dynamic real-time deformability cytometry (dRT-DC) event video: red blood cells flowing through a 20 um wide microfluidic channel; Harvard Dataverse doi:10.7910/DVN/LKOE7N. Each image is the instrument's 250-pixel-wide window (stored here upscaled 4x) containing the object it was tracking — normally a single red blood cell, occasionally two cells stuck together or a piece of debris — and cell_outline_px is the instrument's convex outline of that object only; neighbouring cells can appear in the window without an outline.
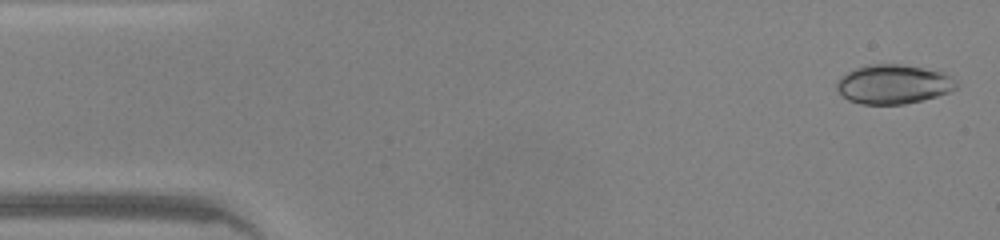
{"species": "common noctule bat (a hibernating species)", "species_latin": "Nyctalus noctula", "temperature_condition": "warm", "stored_images_in_passage": 45, "camera_frame_rate_fps": 3000, "um_per_image_px": 0.085, "animal": {"sex": "male", "body_mass_g": 20.0, "forearm_length_mm": 53.3}, "frame": {"image": 1, "passage_image": 1, "time_ms": 0.0, "image_size_px": [1000, 240], "cell_outline_px": [[956, 88], [948, 92], [936, 96], [904, 104], [860, 104], [848, 100], [836, 92], [836, 80], [840, 76], [856, 68], [868, 64], [904, 64], [940, 72], [956, 80]], "centroid_in_image_um": [75.85, 7.16], "position_along_channel_um": 9.1, "area_um2": 27.28}}
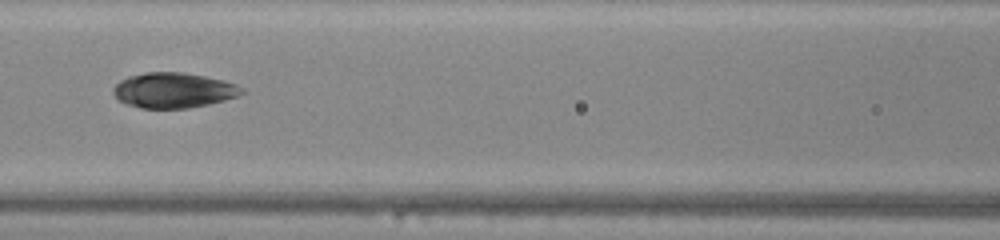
{"frame": {"image": 2, "passage_image": 19, "time_ms": 6.0, "image_size_px": [1000, 240], "cell_outline_px": [[244, 92], [236, 96], [224, 100], [208, 104], [188, 108], [140, 108], [128, 104], [120, 100], [112, 92], [112, 88], [120, 80], [128, 76], [148, 72], [184, 72], [204, 76], [236, 84], [244, 88]], "centroid_in_image_um": [14.73, 7.67], "position_along_channel_um": 151.9, "area_um2": 26.18}}
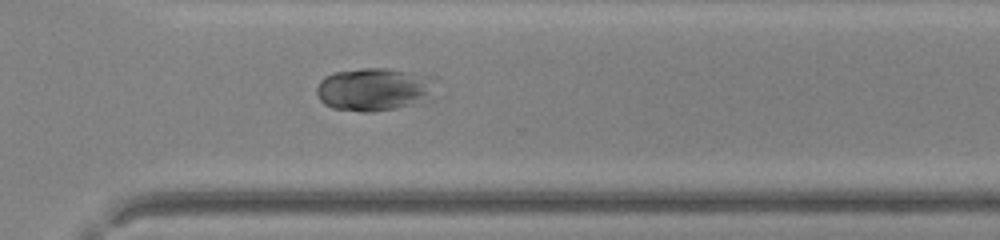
{"frame": {"image": 3, "passage_image": 32, "time_ms": 10.333, "image_size_px": [1000, 240], "cell_outline_px": [[432, 100], [416, 104], [396, 108], [372, 112], [364, 112], [332, 108], [324, 104], [320, 100], [316, 92], [316, 88], [320, 80], [336, 72], [360, 68], [388, 68], [412, 72], [432, 76]], "centroid_in_image_um": [31.81, 7.6], "position_along_channel_um": 338.8, "area_um2": 30.0}}